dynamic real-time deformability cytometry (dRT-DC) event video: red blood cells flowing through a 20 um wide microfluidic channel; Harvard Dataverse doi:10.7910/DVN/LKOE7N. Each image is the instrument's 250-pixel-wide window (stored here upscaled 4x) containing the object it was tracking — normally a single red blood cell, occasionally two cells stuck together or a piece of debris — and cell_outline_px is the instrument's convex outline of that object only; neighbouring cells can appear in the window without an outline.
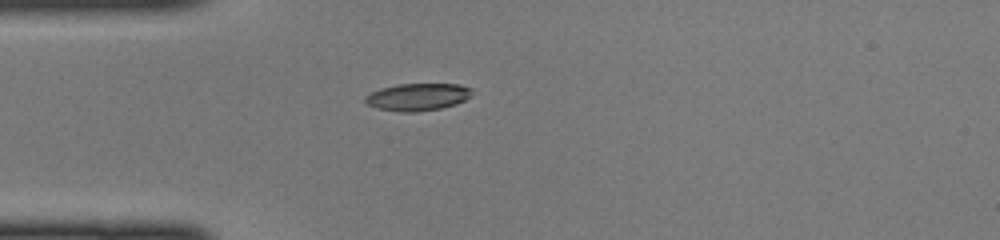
{"species": "common noctule bat (a hibernating species)", "species_latin": "Nyctalus noctula", "temperature_condition": "cold", "stored_images_in_passage": 35, "camera_frame_rate_fps": 3000, "um_per_image_px": 0.085, "animal": {"sex": "female", "body_mass_g": 22.0, "forearm_length_mm": 56.7}, "frame": {"image": 1, "passage_image": 1, "time_ms": 0.0, "image_size_px": [1000, 240], "cell_outline_px": [[472, 96], [456, 104], [440, 108], [416, 112], [400, 112], [376, 108], [364, 104], [364, 96], [380, 88], [396, 84], [460, 84], [472, 88]], "centroid_in_image_um": [35.47, 8.24], "position_along_channel_um": 49.5, "area_um2": 17.22}}
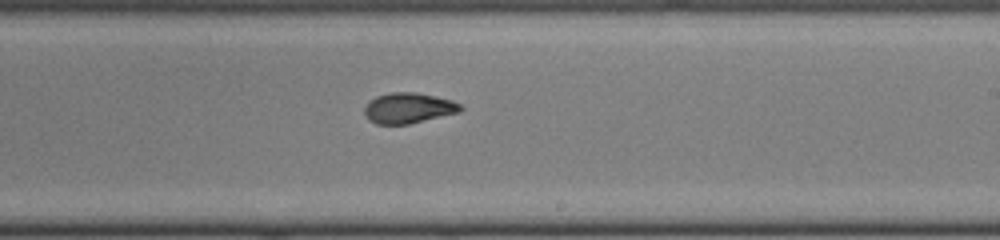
{"frame": {"image": 2, "passage_image": 16, "time_ms": 5.0, "image_size_px": [1000, 240], "cell_outline_px": [[464, 108], [460, 112], [408, 124], [376, 124], [368, 120], [364, 112], [364, 108], [368, 100], [376, 96], [392, 92], [416, 92], [452, 100], [460, 104]], "centroid_in_image_um": [34.7, 9.18], "position_along_channel_um": 254.3, "area_um2": 17.17}}
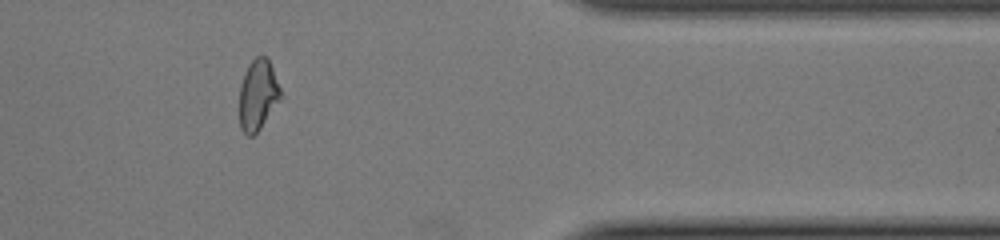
{"frame": {"image": 3, "passage_image": 27, "time_ms": 8.667, "image_size_px": [1000, 240], "cell_outline_px": [[280, 100], [260, 128], [252, 136], [248, 136], [240, 128], [240, 84], [244, 72], [248, 64], [256, 56], [268, 56], [280, 88]], "centroid_in_image_um": [21.91, 8.03], "position_along_channel_um": 389.5, "area_um2": 16.88}}